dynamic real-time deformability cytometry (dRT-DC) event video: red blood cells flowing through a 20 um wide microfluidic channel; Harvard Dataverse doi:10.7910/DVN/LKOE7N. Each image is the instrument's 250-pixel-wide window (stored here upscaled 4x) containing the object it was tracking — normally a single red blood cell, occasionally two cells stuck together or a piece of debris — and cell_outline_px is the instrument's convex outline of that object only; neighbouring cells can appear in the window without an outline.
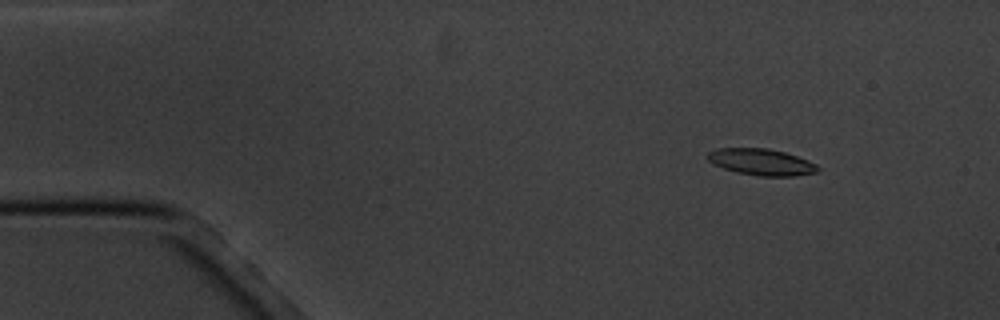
{"species": "common noctule bat (a hibernating species)", "species_latin": "Nyctalus noctula", "temperature_condition": "cold", "stored_images_in_passage": 8, "camera_frame_rate_fps": 3000, "um_per_image_px": 0.085, "animal": {"sex": "male", "body_mass_g": 20.1, "forearm_length_mm": 53.5}, "frame": {"image": 1, "passage_image": 2, "time_ms": 1.0, "image_size_px": [1000, 320], "cell_outline_px": [[820, 168], [816, 172], [792, 176], [760, 176], [736, 172], [724, 168], [708, 160], [708, 152], [720, 148], [768, 148], [784, 152], [808, 160], [816, 164]], "centroid_in_image_um": [64.73, 13.77], "position_along_channel_um": 20.3, "area_um2": 16.76}}
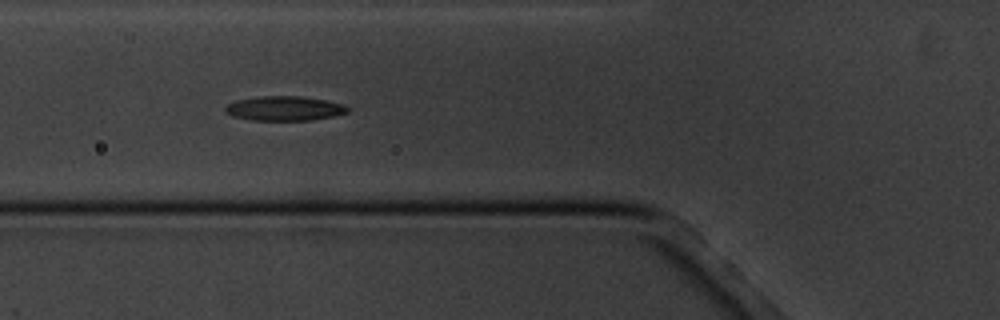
{"frame": {"image": 2, "passage_image": 6, "time_ms": 5.667, "image_size_px": [1000, 320], "cell_outline_px": [[352, 108], [348, 112], [336, 116], [312, 120], [252, 120], [232, 116], [224, 112], [224, 108], [228, 104], [236, 100], [260, 96], [304, 96], [344, 104]], "centroid_in_image_um": [24.21, 9.21], "position_along_channel_um": 101.6, "area_um2": 17.69}}
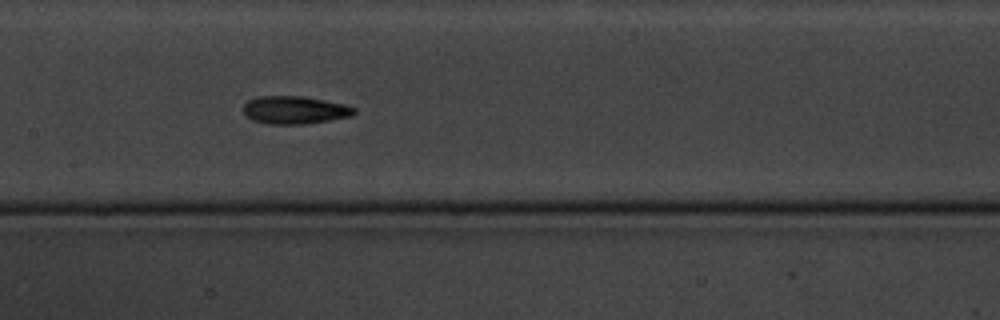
{"frame": {"image": 3, "passage_image": 8, "time_ms": 8.0, "image_size_px": [1000, 320], "cell_outline_px": [[356, 112], [352, 116], [304, 124], [268, 124], [252, 120], [244, 116], [244, 104], [248, 100], [260, 96], [304, 96], [344, 104], [356, 108]], "centroid_in_image_um": [25.03, 9.35], "position_along_channel_um": 182.4, "area_um2": 18.03}}